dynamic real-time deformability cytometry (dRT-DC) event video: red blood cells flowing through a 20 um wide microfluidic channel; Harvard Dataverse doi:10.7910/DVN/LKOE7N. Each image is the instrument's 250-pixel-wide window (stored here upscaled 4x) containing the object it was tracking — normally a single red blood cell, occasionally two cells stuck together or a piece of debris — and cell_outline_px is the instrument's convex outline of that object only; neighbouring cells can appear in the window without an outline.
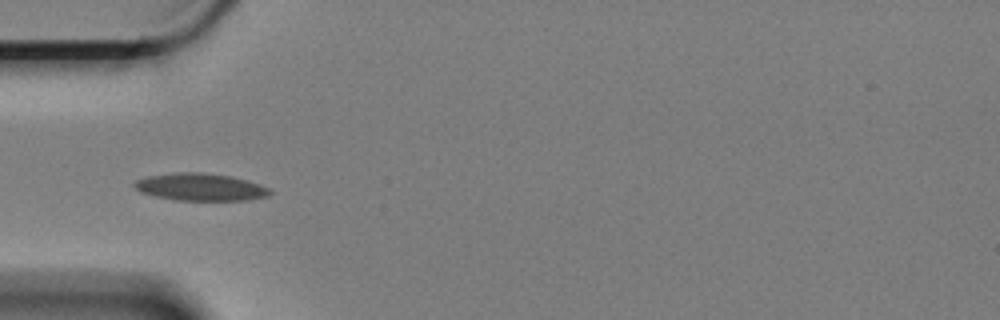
{"species": "Egyptian fruit bat (a non-hibernating species)", "species_latin": "Rousettus aegyptiacus", "temperature_condition": "cold", "stored_images_in_passage": 8, "camera_frame_rate_fps": 3000, "um_per_image_px": 0.085, "animal": {"sex": "female"}, "frame": {"image": 1, "passage_image": 5, "time_ms": 1.333, "image_size_px": [1000, 320], "cell_outline_px": [[272, 192], [268, 196], [248, 200], [176, 200], [156, 196], [140, 192], [132, 184], [136, 180], [148, 176], [176, 172], [200, 172], [228, 176], [260, 184], [268, 188]], "centroid_in_image_um": [17.01, 15.9], "position_along_channel_um": 68.0, "area_um2": 21.39}}
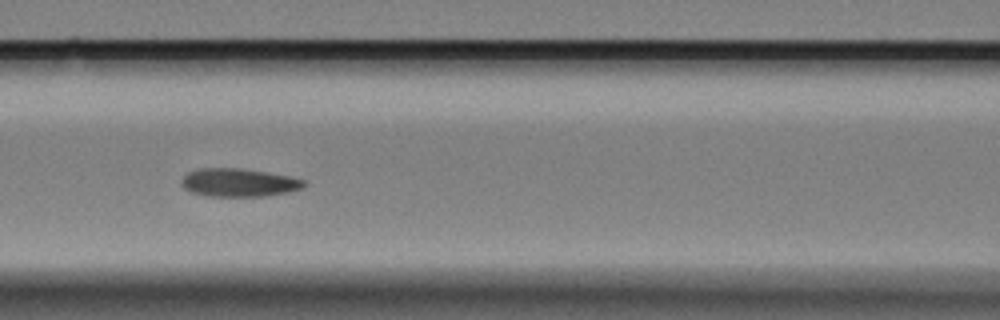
{"frame": {"image": 2, "passage_image": 7, "time_ms": 2.0, "image_size_px": [1000, 320], "cell_outline_px": [[308, 184], [300, 188], [288, 192], [268, 196], [208, 196], [192, 192], [184, 188], [180, 180], [188, 172], [200, 168], [240, 168], [268, 172], [308, 180]], "centroid_in_image_um": [20.33, 15.51], "position_along_channel_um": 146.3, "area_um2": 20.23}}
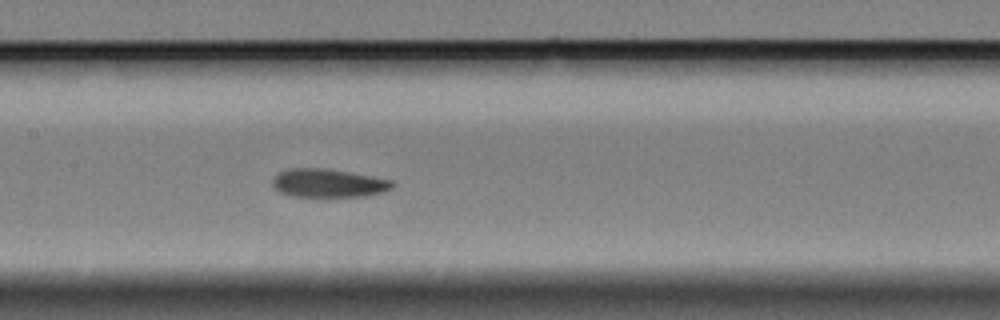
{"frame": {"image": 3, "passage_image": 8, "time_ms": 2.333, "image_size_px": [1000, 320], "cell_outline_px": [[396, 184], [392, 188], [384, 192], [364, 196], [292, 196], [280, 192], [272, 184], [272, 180], [280, 172], [288, 168], [320, 168], [348, 172], [372, 176], [392, 180]], "centroid_in_image_um": [27.94, 15.56], "position_along_channel_um": 179.5, "area_um2": 19.65}}